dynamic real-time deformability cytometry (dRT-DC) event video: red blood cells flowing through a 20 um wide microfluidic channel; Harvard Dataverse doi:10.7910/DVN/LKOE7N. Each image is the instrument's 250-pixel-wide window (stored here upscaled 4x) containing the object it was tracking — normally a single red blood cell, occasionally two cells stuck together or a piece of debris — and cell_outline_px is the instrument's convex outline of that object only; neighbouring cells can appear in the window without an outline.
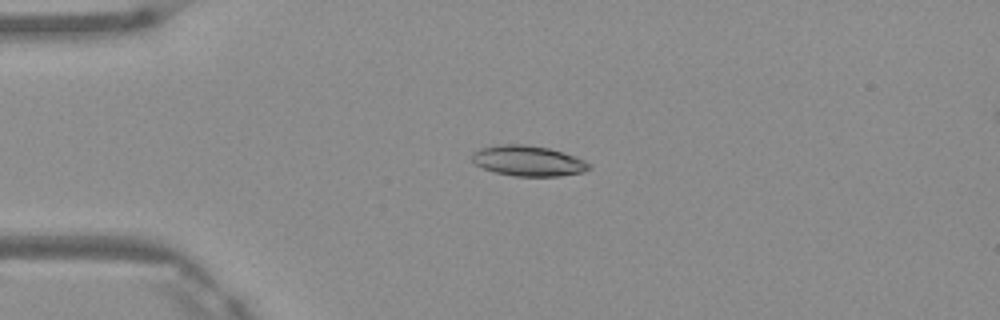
{"species": "Egyptian fruit bat (a non-hibernating species)", "species_latin": "Rousettus aegyptiacus", "temperature_condition": "warm", "stored_images_in_passage": 5, "camera_frame_rate_fps": 3000, "um_per_image_px": 0.085, "frame": {"image": 1, "passage_image": 3, "time_ms": 0.667, "image_size_px": [1000, 320], "cell_outline_px": [[592, 168], [584, 172], [560, 176], [512, 176], [496, 172], [484, 168], [476, 164], [472, 160], [472, 152], [480, 148], [500, 144], [520, 144], [548, 148], [576, 156], [592, 164]], "centroid_in_image_um": [44.93, 13.68], "position_along_channel_um": 40.1, "area_um2": 20.81}}